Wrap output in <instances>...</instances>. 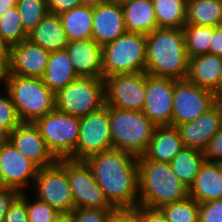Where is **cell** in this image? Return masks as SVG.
Segmentation results:
<instances>
[{"label": "cell", "instance_id": "cell-1", "mask_svg": "<svg viewBox=\"0 0 222 222\" xmlns=\"http://www.w3.org/2000/svg\"><path fill=\"white\" fill-rule=\"evenodd\" d=\"M108 202L116 209L139 205L138 157L109 149L84 160Z\"/></svg>", "mask_w": 222, "mask_h": 222}, {"label": "cell", "instance_id": "cell-2", "mask_svg": "<svg viewBox=\"0 0 222 222\" xmlns=\"http://www.w3.org/2000/svg\"><path fill=\"white\" fill-rule=\"evenodd\" d=\"M188 66L183 28H156L146 34L148 75L182 80L187 78Z\"/></svg>", "mask_w": 222, "mask_h": 222}, {"label": "cell", "instance_id": "cell-3", "mask_svg": "<svg viewBox=\"0 0 222 222\" xmlns=\"http://www.w3.org/2000/svg\"><path fill=\"white\" fill-rule=\"evenodd\" d=\"M139 205L159 209L189 196V188L172 172L170 163L138 157Z\"/></svg>", "mask_w": 222, "mask_h": 222}, {"label": "cell", "instance_id": "cell-4", "mask_svg": "<svg viewBox=\"0 0 222 222\" xmlns=\"http://www.w3.org/2000/svg\"><path fill=\"white\" fill-rule=\"evenodd\" d=\"M109 110L112 146L134 156L145 153L156 126L143 111L123 110L105 105Z\"/></svg>", "mask_w": 222, "mask_h": 222}, {"label": "cell", "instance_id": "cell-5", "mask_svg": "<svg viewBox=\"0 0 222 222\" xmlns=\"http://www.w3.org/2000/svg\"><path fill=\"white\" fill-rule=\"evenodd\" d=\"M4 84L21 122L34 123L55 110V93L41 78L7 75Z\"/></svg>", "mask_w": 222, "mask_h": 222}, {"label": "cell", "instance_id": "cell-6", "mask_svg": "<svg viewBox=\"0 0 222 222\" xmlns=\"http://www.w3.org/2000/svg\"><path fill=\"white\" fill-rule=\"evenodd\" d=\"M146 35L125 32L102 46L103 78L145 72Z\"/></svg>", "mask_w": 222, "mask_h": 222}, {"label": "cell", "instance_id": "cell-7", "mask_svg": "<svg viewBox=\"0 0 222 222\" xmlns=\"http://www.w3.org/2000/svg\"><path fill=\"white\" fill-rule=\"evenodd\" d=\"M105 105L103 78L78 77L55 93V109L79 118Z\"/></svg>", "mask_w": 222, "mask_h": 222}, {"label": "cell", "instance_id": "cell-8", "mask_svg": "<svg viewBox=\"0 0 222 222\" xmlns=\"http://www.w3.org/2000/svg\"><path fill=\"white\" fill-rule=\"evenodd\" d=\"M34 124L39 128L49 151L57 160H74V150L79 139V117L55 109L38 118Z\"/></svg>", "mask_w": 222, "mask_h": 222}, {"label": "cell", "instance_id": "cell-9", "mask_svg": "<svg viewBox=\"0 0 222 222\" xmlns=\"http://www.w3.org/2000/svg\"><path fill=\"white\" fill-rule=\"evenodd\" d=\"M58 161L66 168L75 208L115 209L106 199L85 161Z\"/></svg>", "mask_w": 222, "mask_h": 222}, {"label": "cell", "instance_id": "cell-10", "mask_svg": "<svg viewBox=\"0 0 222 222\" xmlns=\"http://www.w3.org/2000/svg\"><path fill=\"white\" fill-rule=\"evenodd\" d=\"M33 187L34 197L61 214H70L75 208L66 168L59 161L52 166L39 168Z\"/></svg>", "mask_w": 222, "mask_h": 222}, {"label": "cell", "instance_id": "cell-11", "mask_svg": "<svg viewBox=\"0 0 222 222\" xmlns=\"http://www.w3.org/2000/svg\"><path fill=\"white\" fill-rule=\"evenodd\" d=\"M216 102L213 91L198 87L187 79L175 80L171 126L195 120Z\"/></svg>", "mask_w": 222, "mask_h": 222}, {"label": "cell", "instance_id": "cell-12", "mask_svg": "<svg viewBox=\"0 0 222 222\" xmlns=\"http://www.w3.org/2000/svg\"><path fill=\"white\" fill-rule=\"evenodd\" d=\"M109 110L106 106L80 118L79 139L74 160L84 161L89 156L112 149Z\"/></svg>", "mask_w": 222, "mask_h": 222}, {"label": "cell", "instance_id": "cell-13", "mask_svg": "<svg viewBox=\"0 0 222 222\" xmlns=\"http://www.w3.org/2000/svg\"><path fill=\"white\" fill-rule=\"evenodd\" d=\"M103 79L106 105L123 110L142 111L146 93V72L116 74Z\"/></svg>", "mask_w": 222, "mask_h": 222}, {"label": "cell", "instance_id": "cell-14", "mask_svg": "<svg viewBox=\"0 0 222 222\" xmlns=\"http://www.w3.org/2000/svg\"><path fill=\"white\" fill-rule=\"evenodd\" d=\"M39 167L5 137L0 141V182L20 193L29 181L34 183ZM24 187V188H23Z\"/></svg>", "mask_w": 222, "mask_h": 222}, {"label": "cell", "instance_id": "cell-15", "mask_svg": "<svg viewBox=\"0 0 222 222\" xmlns=\"http://www.w3.org/2000/svg\"><path fill=\"white\" fill-rule=\"evenodd\" d=\"M175 79L154 77L146 73L143 113L155 126H169L172 118V97Z\"/></svg>", "mask_w": 222, "mask_h": 222}, {"label": "cell", "instance_id": "cell-16", "mask_svg": "<svg viewBox=\"0 0 222 222\" xmlns=\"http://www.w3.org/2000/svg\"><path fill=\"white\" fill-rule=\"evenodd\" d=\"M6 138L39 168L52 166L58 161L49 151L39 128L32 122H21Z\"/></svg>", "mask_w": 222, "mask_h": 222}, {"label": "cell", "instance_id": "cell-17", "mask_svg": "<svg viewBox=\"0 0 222 222\" xmlns=\"http://www.w3.org/2000/svg\"><path fill=\"white\" fill-rule=\"evenodd\" d=\"M50 52L23 40L9 48L8 74L21 77H39L45 72Z\"/></svg>", "mask_w": 222, "mask_h": 222}, {"label": "cell", "instance_id": "cell-18", "mask_svg": "<svg viewBox=\"0 0 222 222\" xmlns=\"http://www.w3.org/2000/svg\"><path fill=\"white\" fill-rule=\"evenodd\" d=\"M222 125V102H216L195 120L177 126L183 145L204 151Z\"/></svg>", "mask_w": 222, "mask_h": 222}, {"label": "cell", "instance_id": "cell-19", "mask_svg": "<svg viewBox=\"0 0 222 222\" xmlns=\"http://www.w3.org/2000/svg\"><path fill=\"white\" fill-rule=\"evenodd\" d=\"M127 32L121 4L106 1L93 6L91 38L103 46Z\"/></svg>", "mask_w": 222, "mask_h": 222}, {"label": "cell", "instance_id": "cell-20", "mask_svg": "<svg viewBox=\"0 0 222 222\" xmlns=\"http://www.w3.org/2000/svg\"><path fill=\"white\" fill-rule=\"evenodd\" d=\"M65 50L78 77L103 78L102 46L92 38L69 41Z\"/></svg>", "mask_w": 222, "mask_h": 222}, {"label": "cell", "instance_id": "cell-21", "mask_svg": "<svg viewBox=\"0 0 222 222\" xmlns=\"http://www.w3.org/2000/svg\"><path fill=\"white\" fill-rule=\"evenodd\" d=\"M186 79L215 93L222 80V56L206 53L189 58Z\"/></svg>", "mask_w": 222, "mask_h": 222}, {"label": "cell", "instance_id": "cell-22", "mask_svg": "<svg viewBox=\"0 0 222 222\" xmlns=\"http://www.w3.org/2000/svg\"><path fill=\"white\" fill-rule=\"evenodd\" d=\"M183 146L177 127L171 125L156 126L143 156L147 160L170 163Z\"/></svg>", "mask_w": 222, "mask_h": 222}, {"label": "cell", "instance_id": "cell-23", "mask_svg": "<svg viewBox=\"0 0 222 222\" xmlns=\"http://www.w3.org/2000/svg\"><path fill=\"white\" fill-rule=\"evenodd\" d=\"M189 196L198 203L222 198V172L216 162H204L189 187Z\"/></svg>", "mask_w": 222, "mask_h": 222}, {"label": "cell", "instance_id": "cell-24", "mask_svg": "<svg viewBox=\"0 0 222 222\" xmlns=\"http://www.w3.org/2000/svg\"><path fill=\"white\" fill-rule=\"evenodd\" d=\"M28 39L49 52L63 50L69 40L59 15L48 13L28 34Z\"/></svg>", "mask_w": 222, "mask_h": 222}, {"label": "cell", "instance_id": "cell-25", "mask_svg": "<svg viewBox=\"0 0 222 222\" xmlns=\"http://www.w3.org/2000/svg\"><path fill=\"white\" fill-rule=\"evenodd\" d=\"M121 6L127 32L146 35L158 28L152 0H129Z\"/></svg>", "mask_w": 222, "mask_h": 222}, {"label": "cell", "instance_id": "cell-26", "mask_svg": "<svg viewBox=\"0 0 222 222\" xmlns=\"http://www.w3.org/2000/svg\"><path fill=\"white\" fill-rule=\"evenodd\" d=\"M78 76L73 70L65 49L50 52L43 76V83L54 93L73 82Z\"/></svg>", "mask_w": 222, "mask_h": 222}, {"label": "cell", "instance_id": "cell-27", "mask_svg": "<svg viewBox=\"0 0 222 222\" xmlns=\"http://www.w3.org/2000/svg\"><path fill=\"white\" fill-rule=\"evenodd\" d=\"M69 41L91 39L93 6L81 5L59 14Z\"/></svg>", "mask_w": 222, "mask_h": 222}, {"label": "cell", "instance_id": "cell-28", "mask_svg": "<svg viewBox=\"0 0 222 222\" xmlns=\"http://www.w3.org/2000/svg\"><path fill=\"white\" fill-rule=\"evenodd\" d=\"M205 161L204 151L183 146L173 157L170 166L172 172L189 188Z\"/></svg>", "mask_w": 222, "mask_h": 222}, {"label": "cell", "instance_id": "cell-29", "mask_svg": "<svg viewBox=\"0 0 222 222\" xmlns=\"http://www.w3.org/2000/svg\"><path fill=\"white\" fill-rule=\"evenodd\" d=\"M186 24L222 26V0H187Z\"/></svg>", "mask_w": 222, "mask_h": 222}, {"label": "cell", "instance_id": "cell-30", "mask_svg": "<svg viewBox=\"0 0 222 222\" xmlns=\"http://www.w3.org/2000/svg\"><path fill=\"white\" fill-rule=\"evenodd\" d=\"M158 28L181 29L186 24L187 0H152Z\"/></svg>", "mask_w": 222, "mask_h": 222}, {"label": "cell", "instance_id": "cell-31", "mask_svg": "<svg viewBox=\"0 0 222 222\" xmlns=\"http://www.w3.org/2000/svg\"><path fill=\"white\" fill-rule=\"evenodd\" d=\"M183 33L188 58L209 53L213 27L185 24Z\"/></svg>", "mask_w": 222, "mask_h": 222}, {"label": "cell", "instance_id": "cell-32", "mask_svg": "<svg viewBox=\"0 0 222 222\" xmlns=\"http://www.w3.org/2000/svg\"><path fill=\"white\" fill-rule=\"evenodd\" d=\"M0 39L10 48L19 42L28 39L18 8L12 7L0 16Z\"/></svg>", "mask_w": 222, "mask_h": 222}, {"label": "cell", "instance_id": "cell-33", "mask_svg": "<svg viewBox=\"0 0 222 222\" xmlns=\"http://www.w3.org/2000/svg\"><path fill=\"white\" fill-rule=\"evenodd\" d=\"M16 7L27 34L49 13L47 0H17Z\"/></svg>", "mask_w": 222, "mask_h": 222}, {"label": "cell", "instance_id": "cell-34", "mask_svg": "<svg viewBox=\"0 0 222 222\" xmlns=\"http://www.w3.org/2000/svg\"><path fill=\"white\" fill-rule=\"evenodd\" d=\"M168 222H198L199 203L190 196L159 208Z\"/></svg>", "mask_w": 222, "mask_h": 222}, {"label": "cell", "instance_id": "cell-35", "mask_svg": "<svg viewBox=\"0 0 222 222\" xmlns=\"http://www.w3.org/2000/svg\"><path fill=\"white\" fill-rule=\"evenodd\" d=\"M19 196L26 202L29 222H53L61 214L48 203L36 197H34L35 200L30 201L24 191Z\"/></svg>", "mask_w": 222, "mask_h": 222}, {"label": "cell", "instance_id": "cell-36", "mask_svg": "<svg viewBox=\"0 0 222 222\" xmlns=\"http://www.w3.org/2000/svg\"><path fill=\"white\" fill-rule=\"evenodd\" d=\"M5 92L7 96H0V135L4 138L21 123L8 91Z\"/></svg>", "mask_w": 222, "mask_h": 222}, {"label": "cell", "instance_id": "cell-37", "mask_svg": "<svg viewBox=\"0 0 222 222\" xmlns=\"http://www.w3.org/2000/svg\"><path fill=\"white\" fill-rule=\"evenodd\" d=\"M114 209L74 208L71 211L73 222H110Z\"/></svg>", "mask_w": 222, "mask_h": 222}, {"label": "cell", "instance_id": "cell-38", "mask_svg": "<svg viewBox=\"0 0 222 222\" xmlns=\"http://www.w3.org/2000/svg\"><path fill=\"white\" fill-rule=\"evenodd\" d=\"M198 222H222V198L199 203Z\"/></svg>", "mask_w": 222, "mask_h": 222}, {"label": "cell", "instance_id": "cell-39", "mask_svg": "<svg viewBox=\"0 0 222 222\" xmlns=\"http://www.w3.org/2000/svg\"><path fill=\"white\" fill-rule=\"evenodd\" d=\"M2 222H29L26 202L20 196H18L9 206Z\"/></svg>", "mask_w": 222, "mask_h": 222}, {"label": "cell", "instance_id": "cell-40", "mask_svg": "<svg viewBox=\"0 0 222 222\" xmlns=\"http://www.w3.org/2000/svg\"><path fill=\"white\" fill-rule=\"evenodd\" d=\"M206 161L217 162L222 158V125L219 131L209 141L207 148L204 150Z\"/></svg>", "mask_w": 222, "mask_h": 222}, {"label": "cell", "instance_id": "cell-41", "mask_svg": "<svg viewBox=\"0 0 222 222\" xmlns=\"http://www.w3.org/2000/svg\"><path fill=\"white\" fill-rule=\"evenodd\" d=\"M110 222H141L140 205H137L135 208H115Z\"/></svg>", "mask_w": 222, "mask_h": 222}, {"label": "cell", "instance_id": "cell-42", "mask_svg": "<svg viewBox=\"0 0 222 222\" xmlns=\"http://www.w3.org/2000/svg\"><path fill=\"white\" fill-rule=\"evenodd\" d=\"M20 195V192L15 188L2 187L0 189V222L5 218L9 206Z\"/></svg>", "mask_w": 222, "mask_h": 222}, {"label": "cell", "instance_id": "cell-43", "mask_svg": "<svg viewBox=\"0 0 222 222\" xmlns=\"http://www.w3.org/2000/svg\"><path fill=\"white\" fill-rule=\"evenodd\" d=\"M49 13L57 14L83 5L82 0H47Z\"/></svg>", "mask_w": 222, "mask_h": 222}, {"label": "cell", "instance_id": "cell-44", "mask_svg": "<svg viewBox=\"0 0 222 222\" xmlns=\"http://www.w3.org/2000/svg\"><path fill=\"white\" fill-rule=\"evenodd\" d=\"M141 222H168L160 209L140 205Z\"/></svg>", "mask_w": 222, "mask_h": 222}, {"label": "cell", "instance_id": "cell-45", "mask_svg": "<svg viewBox=\"0 0 222 222\" xmlns=\"http://www.w3.org/2000/svg\"><path fill=\"white\" fill-rule=\"evenodd\" d=\"M209 53L222 56V26L213 27V36L209 46Z\"/></svg>", "mask_w": 222, "mask_h": 222}, {"label": "cell", "instance_id": "cell-46", "mask_svg": "<svg viewBox=\"0 0 222 222\" xmlns=\"http://www.w3.org/2000/svg\"><path fill=\"white\" fill-rule=\"evenodd\" d=\"M7 74H8V62L2 56H0V84L3 81L5 83Z\"/></svg>", "mask_w": 222, "mask_h": 222}, {"label": "cell", "instance_id": "cell-47", "mask_svg": "<svg viewBox=\"0 0 222 222\" xmlns=\"http://www.w3.org/2000/svg\"><path fill=\"white\" fill-rule=\"evenodd\" d=\"M17 0H0V16L8 9L15 7Z\"/></svg>", "mask_w": 222, "mask_h": 222}, {"label": "cell", "instance_id": "cell-48", "mask_svg": "<svg viewBox=\"0 0 222 222\" xmlns=\"http://www.w3.org/2000/svg\"><path fill=\"white\" fill-rule=\"evenodd\" d=\"M0 56L9 61V47L0 39Z\"/></svg>", "mask_w": 222, "mask_h": 222}, {"label": "cell", "instance_id": "cell-49", "mask_svg": "<svg viewBox=\"0 0 222 222\" xmlns=\"http://www.w3.org/2000/svg\"><path fill=\"white\" fill-rule=\"evenodd\" d=\"M53 222H73L71 214H60Z\"/></svg>", "mask_w": 222, "mask_h": 222}, {"label": "cell", "instance_id": "cell-50", "mask_svg": "<svg viewBox=\"0 0 222 222\" xmlns=\"http://www.w3.org/2000/svg\"><path fill=\"white\" fill-rule=\"evenodd\" d=\"M108 0H82L83 5L96 6L99 3L106 2Z\"/></svg>", "mask_w": 222, "mask_h": 222}, {"label": "cell", "instance_id": "cell-51", "mask_svg": "<svg viewBox=\"0 0 222 222\" xmlns=\"http://www.w3.org/2000/svg\"><path fill=\"white\" fill-rule=\"evenodd\" d=\"M215 98L217 102H222V80L218 90L215 92Z\"/></svg>", "mask_w": 222, "mask_h": 222}, {"label": "cell", "instance_id": "cell-52", "mask_svg": "<svg viewBox=\"0 0 222 222\" xmlns=\"http://www.w3.org/2000/svg\"><path fill=\"white\" fill-rule=\"evenodd\" d=\"M109 1H113V2H116V3L122 4L126 1H129V0H109Z\"/></svg>", "mask_w": 222, "mask_h": 222}, {"label": "cell", "instance_id": "cell-53", "mask_svg": "<svg viewBox=\"0 0 222 222\" xmlns=\"http://www.w3.org/2000/svg\"><path fill=\"white\" fill-rule=\"evenodd\" d=\"M216 163L218 164V166L220 167L221 172H222V158L219 159Z\"/></svg>", "mask_w": 222, "mask_h": 222}]
</instances>
